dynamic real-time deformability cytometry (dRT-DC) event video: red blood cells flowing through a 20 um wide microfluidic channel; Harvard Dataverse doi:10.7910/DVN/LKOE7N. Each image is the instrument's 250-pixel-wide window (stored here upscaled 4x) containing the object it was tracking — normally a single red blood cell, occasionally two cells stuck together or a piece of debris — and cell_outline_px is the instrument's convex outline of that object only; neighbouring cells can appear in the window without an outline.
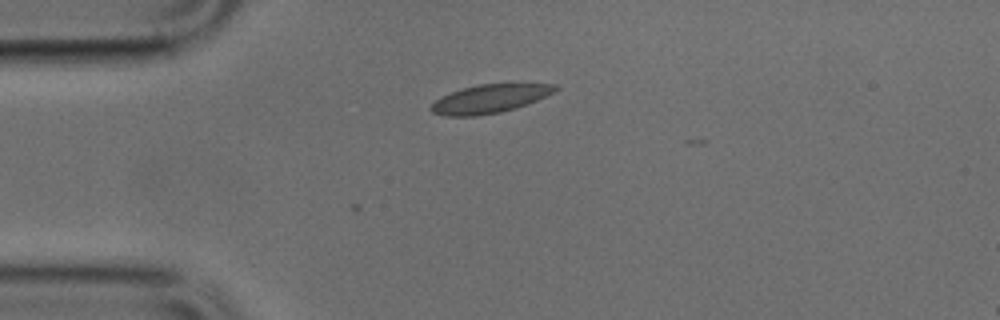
{"species": "common noctule bat (a hibernating species)", "species_latin": "Nyctalus noctula", "temperature_condition": "cold", "stored_images_in_passage": 4, "camera_frame_rate_fps": 3000, "um_per_image_px": 0.085, "animal": {"sex": "male", "body_mass_g": 17.9, "forearm_length_mm": 54.2}, "frame": {"image": 1, "passage_image": 1, "time_ms": 0.0, "image_size_px": [1000, 320], "cell_outline_px": [[560, 88], [536, 100], [500, 112], [476, 116], [448, 116], [432, 112], [428, 108], [440, 96], [476, 84], [556, 84]], "centroid_in_image_um": [41.57, 8.39], "position_along_channel_um": 43.4, "area_um2": 20.17}}